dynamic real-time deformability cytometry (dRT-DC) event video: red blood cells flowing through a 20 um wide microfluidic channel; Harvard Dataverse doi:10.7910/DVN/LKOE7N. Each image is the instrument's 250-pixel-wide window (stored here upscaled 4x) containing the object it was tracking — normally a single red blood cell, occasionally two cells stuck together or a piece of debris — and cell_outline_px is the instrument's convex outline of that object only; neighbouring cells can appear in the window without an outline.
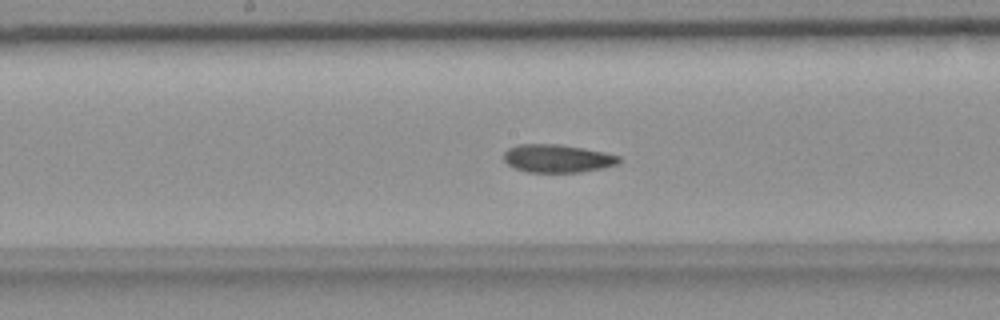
{"species": "common noctule bat (a hibernating species)", "species_latin": "Nyctalus noctula", "temperature_condition": "room temperature", "stored_images_in_passage": 56, "camera_frame_rate_fps": 3000, "um_per_image_px": 0.085, "animal": {"sex": "female", "body_mass_g": 18.4}, "frame": {"image": 1, "passage_image": 28, "time_ms": 9.0, "image_size_px": [1000, 320], "cell_outline_px": [[620, 164], [604, 168], [580, 172], [528, 172], [516, 168], [508, 164], [504, 160], [504, 152], [508, 148], [516, 144], [560, 144], [604, 152], [620, 156]], "centroid_in_image_um": [47.39, 13.46], "position_along_channel_um": 200.8, "area_um2": 18.9}}
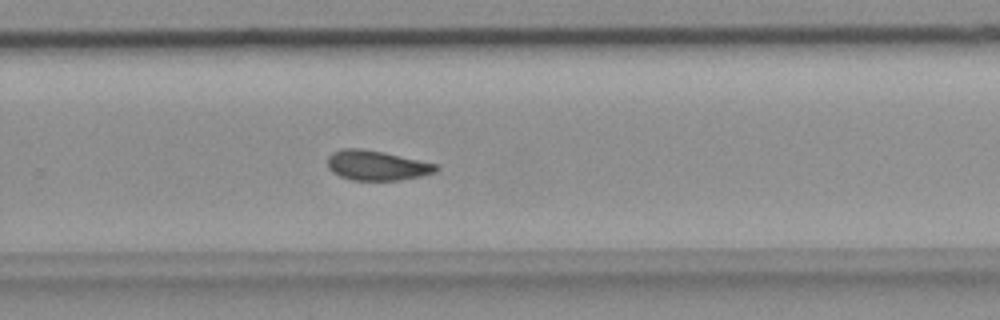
{"frame": {"image": 2, "passage_image": 36, "time_ms": 11.667, "image_size_px": [1000, 320], "cell_outline_px": [[440, 168], [436, 172], [420, 176], [400, 180], [352, 180], [340, 176], [332, 172], [328, 168], [328, 156], [332, 152], [344, 148], [360, 148], [384, 152], [436, 164]], "centroid_in_image_um": [32.01, 14.06], "position_along_channel_um": 297.8, "area_um2": 18.84}}
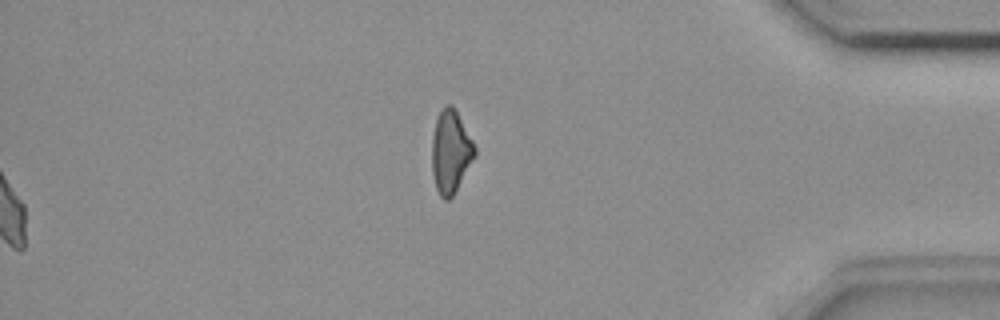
{"frame": {"image": 3, "passage_image": 56, "time_ms": 18.333, "image_size_px": [1000, 320], "cell_outline_px": [[476, 156], [452, 196], [448, 200], [444, 200], [440, 196], [436, 188], [432, 172], [432, 136], [436, 120], [440, 108], [444, 104], [452, 104], [472, 140], [476, 148]], "centroid_in_image_um": [38.29, 12.88], "position_along_channel_um": 396.9, "area_um2": 20.63}, "authors_computed_cell_mechanics": {"area_um2": 19.1318, "velocity_mm_per_s": 3.6481, "shape_relaxation_time_tau1_ms": 11.2972, "shape_relaxation_time_tau2_ms": 3.2232, "deformation_change_tau1": 0.2093, "deformation_change_tau2": 0.0843}}